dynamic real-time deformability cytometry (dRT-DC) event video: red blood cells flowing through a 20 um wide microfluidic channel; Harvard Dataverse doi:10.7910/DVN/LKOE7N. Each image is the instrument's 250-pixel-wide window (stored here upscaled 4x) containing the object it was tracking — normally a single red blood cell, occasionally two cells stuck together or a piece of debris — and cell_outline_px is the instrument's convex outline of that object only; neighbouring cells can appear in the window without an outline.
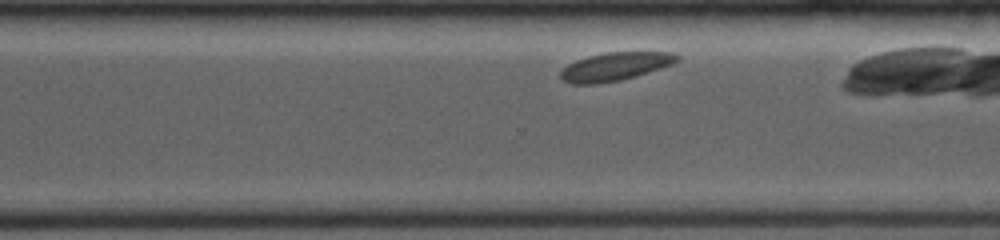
{"species": "common noctule bat (a hibernating species)", "species_latin": "Nyctalus noctula", "temperature_condition": "room temperature", "stored_images_in_passage": 32, "camera_frame_rate_fps": 4000, "um_per_image_px": 0.085, "animal": {"sex": "female", "body_mass_g": 19.0, "forearm_length_mm": 53.3}, "frame": {"image": 1, "passage_image": 23, "time_ms": 7.0, "image_size_px": [1000, 240], "cell_outline_px": [[680, 60], [672, 64], [660, 68], [620, 80], [596, 84], [572, 84], [560, 80], [560, 72], [568, 64], [576, 60], [588, 56], [608, 52], [672, 52], [680, 56]], "centroid_in_image_um": [52.26, 5.65], "position_along_channel_um": 318.3, "area_um2": 19.07}}